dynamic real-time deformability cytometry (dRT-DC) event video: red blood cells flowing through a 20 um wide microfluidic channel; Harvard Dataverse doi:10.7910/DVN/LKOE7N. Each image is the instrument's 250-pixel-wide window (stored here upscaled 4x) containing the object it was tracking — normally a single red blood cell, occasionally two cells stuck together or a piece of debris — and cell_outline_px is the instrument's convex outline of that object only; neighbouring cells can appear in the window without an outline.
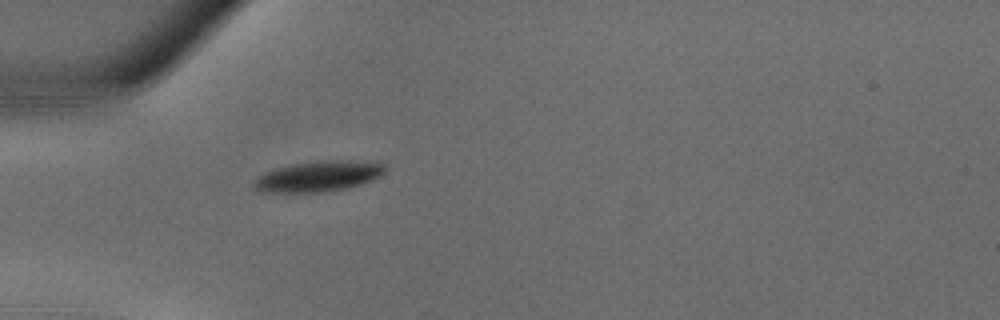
{"species": "common noctule bat (a hibernating species)", "species_latin": "Nyctalus noctula", "temperature_condition": "warm", "stored_images_in_passage": 26, "camera_frame_rate_fps": 3000, "um_per_image_px": 0.085, "animal": {"sex": "male", "body_mass_g": 18.8}, "frame": {"image": 1, "passage_image": 1, "time_ms": 0.0, "image_size_px": [1000, 320], "cell_outline_px": [[388, 168], [380, 176], [372, 180], [360, 184], [344, 188], [320, 192], [260, 192], [252, 184], [252, 180], [264, 172], [276, 168], [292, 164], [316, 160], [380, 160], [388, 164]], "centroid_in_image_um": [27.14, 14.94], "position_along_channel_um": 57.9, "area_um2": 23.93}}
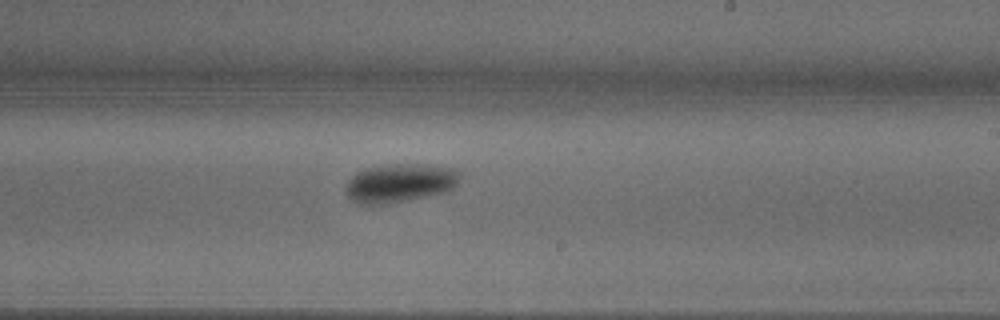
{"frame": {"image": 2, "passage_image": 12, "time_ms": 3.667, "image_size_px": [1000, 320], "cell_outline_px": [[460, 180], [448, 192], [388, 204], [356, 204], [348, 196], [348, 180], [356, 172], [364, 168], [392, 164], [420, 164], [456, 168], [460, 172]], "centroid_in_image_um": [34.03, 15.55], "position_along_channel_um": 255.0, "area_um2": 25.84}}
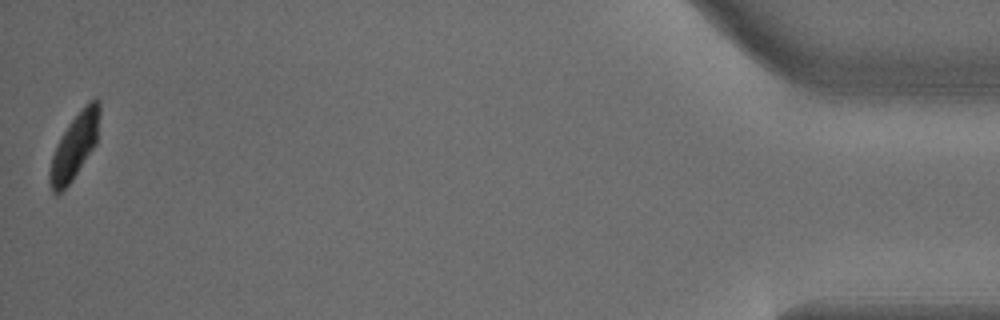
{"frame": {"image": 3, "passage_image": 26, "time_ms": 8.333, "image_size_px": [1000, 320], "cell_outline_px": [[100, 112], [96, 144], [72, 180], [56, 196], [52, 192], [48, 180], [48, 172], [52, 156], [56, 144], [68, 124], [88, 100], [96, 96], [100, 100]], "centroid_in_image_um": [6.33, 12.4], "position_along_channel_um": 428.9, "area_um2": 19.13}}